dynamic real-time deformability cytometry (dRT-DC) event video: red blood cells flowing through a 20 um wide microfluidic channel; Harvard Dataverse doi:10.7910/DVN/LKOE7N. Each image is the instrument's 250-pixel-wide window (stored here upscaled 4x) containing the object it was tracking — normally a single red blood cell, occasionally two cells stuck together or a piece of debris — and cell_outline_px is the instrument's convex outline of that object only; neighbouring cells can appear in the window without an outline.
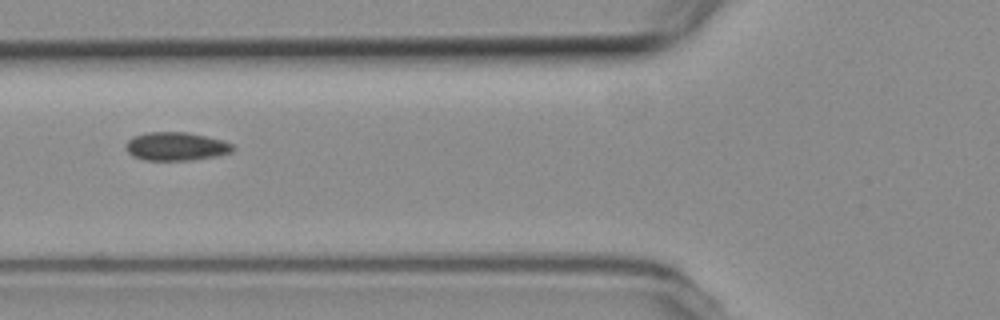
{"species": "common noctule bat (a hibernating species)", "species_latin": "Nyctalus noctula", "temperature_condition": "room temperature", "stored_images_in_passage": 7, "camera_frame_rate_fps": 3000, "um_per_image_px": 0.085, "animal": {"sex": "female", "body_mass_g": 19.3, "forearm_length_mm": 54.1}, "frame": {"image": 1, "passage_image": 4, "time_ms": 5.333, "image_size_px": [1000, 320], "cell_outline_px": [[236, 148], [232, 152], [216, 156], [192, 160], [144, 160], [132, 156], [128, 152], [124, 144], [132, 136], [148, 132], [188, 132], [224, 140], [232, 144]], "centroid_in_image_um": [14.97, 12.44], "position_along_channel_um": 110.8, "area_um2": 17.92}}
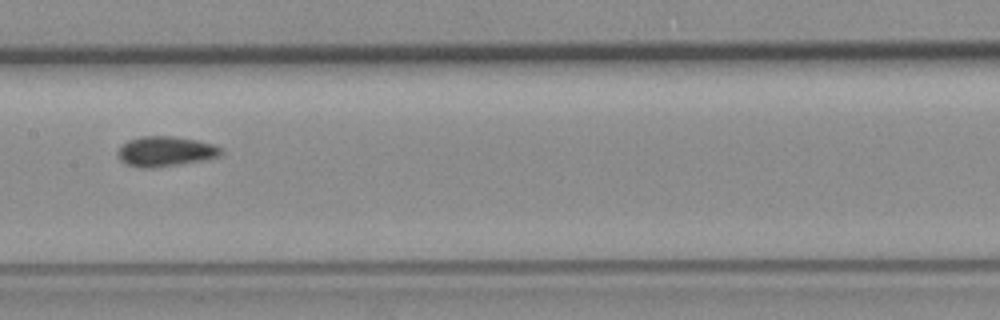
{"frame": {"image": 2, "passage_image": 6, "time_ms": 7.667, "image_size_px": [1000, 320], "cell_outline_px": [[224, 152], [220, 156], [180, 164], [152, 168], [144, 168], [128, 164], [120, 160], [116, 152], [128, 140], [140, 136], [172, 136], [196, 140], [212, 144], [220, 148]], "centroid_in_image_um": [14.05, 12.86], "position_along_channel_um": 193.4, "area_um2": 17.86}}
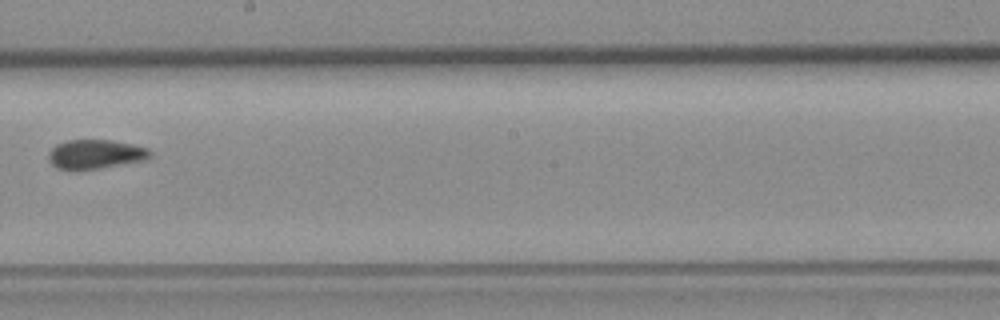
{"frame": {"image": 3, "passage_image": 7, "time_ms": 9.0, "image_size_px": [1000, 320], "cell_outline_px": [[152, 156], [148, 160], [80, 172], [72, 172], [56, 168], [48, 160], [48, 152], [56, 144], [68, 140], [112, 140], [132, 144], [148, 148], [152, 152]], "centroid_in_image_um": [8.1, 13.15], "position_along_channel_um": 240.1, "area_um2": 18.09}}